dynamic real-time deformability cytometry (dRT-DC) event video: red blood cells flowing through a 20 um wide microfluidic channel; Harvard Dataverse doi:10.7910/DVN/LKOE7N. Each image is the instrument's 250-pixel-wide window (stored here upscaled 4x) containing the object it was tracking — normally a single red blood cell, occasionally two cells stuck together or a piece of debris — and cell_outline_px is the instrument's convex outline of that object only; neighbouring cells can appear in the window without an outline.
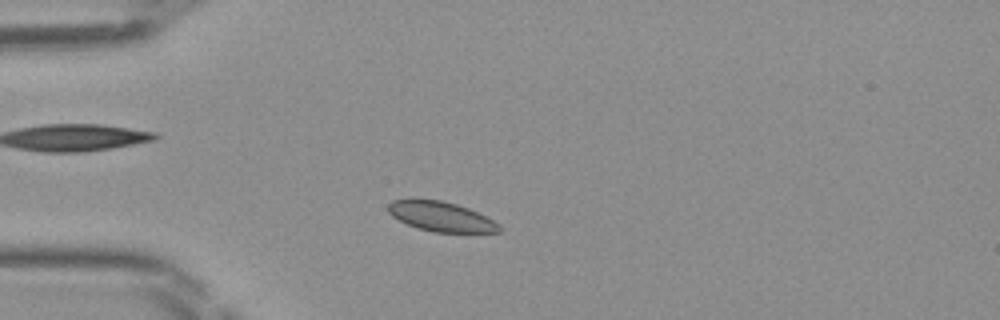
{"species": "Egyptian fruit bat (a non-hibernating species)", "species_latin": "Rousettus aegyptiacus", "temperature_condition": "room temperature", "stored_images_in_passage": 42, "camera_frame_rate_fps": 3000, "um_per_image_px": 0.085, "frame": {"image": 1, "passage_image": 7, "time_ms": 2.0, "image_size_px": [1000, 320], "cell_outline_px": [[504, 228], [500, 232], [432, 232], [408, 224], [392, 216], [388, 212], [388, 204], [392, 200], [412, 196], [440, 200], [456, 204], [468, 208], [492, 220]], "centroid_in_image_um": [37.42, 18.36], "position_along_channel_um": 47.6, "area_um2": 19.54}}
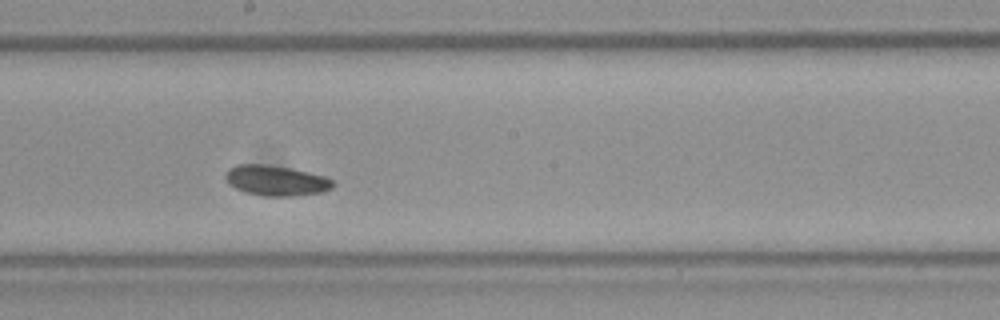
{"frame": {"image": 2, "passage_image": 21, "time_ms": 6.667, "image_size_px": [1000, 320], "cell_outline_px": [[336, 184], [332, 188], [320, 192], [292, 196], [264, 196], [244, 192], [228, 184], [224, 176], [224, 172], [228, 168], [236, 164], [268, 164], [308, 172], [324, 176], [332, 180]], "centroid_in_image_um": [23.41, 15.34], "position_along_channel_um": 224.8, "area_um2": 19.07}}
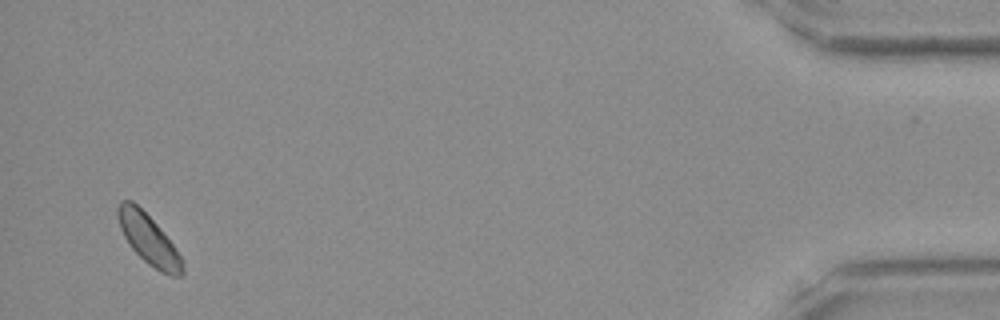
{"frame": {"image": 3, "passage_image": 41, "time_ms": 13.333, "image_size_px": [1000, 320], "cell_outline_px": [[184, 272], [180, 276], [172, 276], [160, 272], [148, 264], [132, 248], [124, 236], [120, 228], [116, 216], [116, 208], [120, 200], [132, 200], [156, 224], [172, 244], [180, 256], [184, 268]], "centroid_in_image_um": [12.59, 20.34], "position_along_channel_um": 422.6, "area_um2": 18.5}}